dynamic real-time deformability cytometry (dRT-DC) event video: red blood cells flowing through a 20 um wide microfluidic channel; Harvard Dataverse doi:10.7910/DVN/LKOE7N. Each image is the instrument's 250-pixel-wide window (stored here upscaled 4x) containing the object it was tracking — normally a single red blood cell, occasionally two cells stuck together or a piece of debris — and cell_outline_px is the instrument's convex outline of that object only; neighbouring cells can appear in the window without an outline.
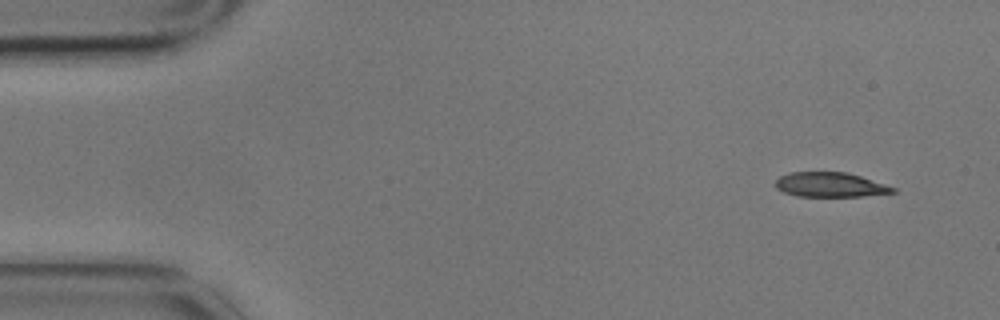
{"species": "common noctule bat (a hibernating species)", "species_latin": "Nyctalus noctula", "temperature_condition": "cold", "stored_images_in_passage": 5, "camera_frame_rate_fps": 3000, "um_per_image_px": 0.085, "animal": {"sex": "male", "body_mass_g": 17.9}, "frame": {"image": 1, "passage_image": 1, "time_ms": 0.0, "image_size_px": [1000, 320], "cell_outline_px": [[896, 192], [860, 196], [796, 196], [784, 192], [776, 188], [776, 180], [780, 176], [792, 172], [848, 172], [896, 188]], "centroid_in_image_um": [70.55, 15.7], "position_along_channel_um": 14.5, "area_um2": 16.65}}
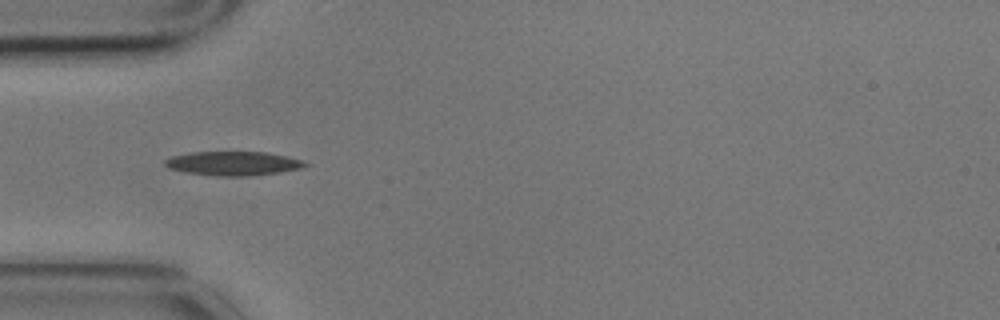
{"frame": {"image": 2, "passage_image": 4, "time_ms": 1.0, "image_size_px": [1000, 320], "cell_outline_px": [[308, 164], [304, 168], [280, 172], [248, 176], [216, 176], [184, 172], [168, 168], [164, 164], [164, 160], [172, 156], [192, 152], [268, 152], [304, 160]], "centroid_in_image_um": [19.84, 13.89], "position_along_channel_um": 65.2, "area_um2": 19.77}}